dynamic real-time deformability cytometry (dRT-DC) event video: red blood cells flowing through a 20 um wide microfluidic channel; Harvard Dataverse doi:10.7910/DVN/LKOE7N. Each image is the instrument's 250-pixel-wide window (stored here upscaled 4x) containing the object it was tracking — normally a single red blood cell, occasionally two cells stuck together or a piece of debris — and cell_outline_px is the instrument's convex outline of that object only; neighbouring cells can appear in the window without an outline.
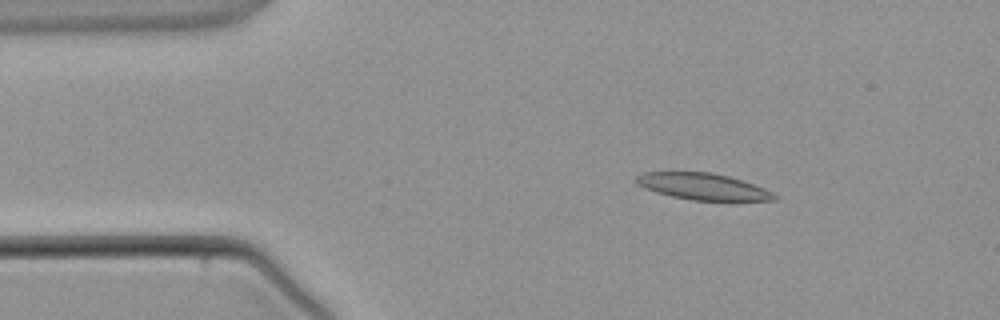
{"species": "common noctule bat (a hibernating species)", "species_latin": "Nyctalus noctula", "temperature_condition": "warm", "stored_images_in_passage": 3, "camera_frame_rate_fps": 3000, "um_per_image_px": 0.085, "animal": {"sex": "male", "body_mass_g": 21.5, "forearm_length_mm": 52.0}, "frame": {"image": 1, "passage_image": 1, "time_ms": 0.0, "image_size_px": [1000, 320], "cell_outline_px": [[780, 196], [776, 200], [736, 204], [692, 200], [672, 196], [656, 192], [644, 188], [636, 184], [636, 176], [644, 172], [712, 172], [728, 176], [764, 188]], "centroid_in_image_um": [59.88, 15.92], "position_along_channel_um": 25.1, "area_um2": 22.37}}
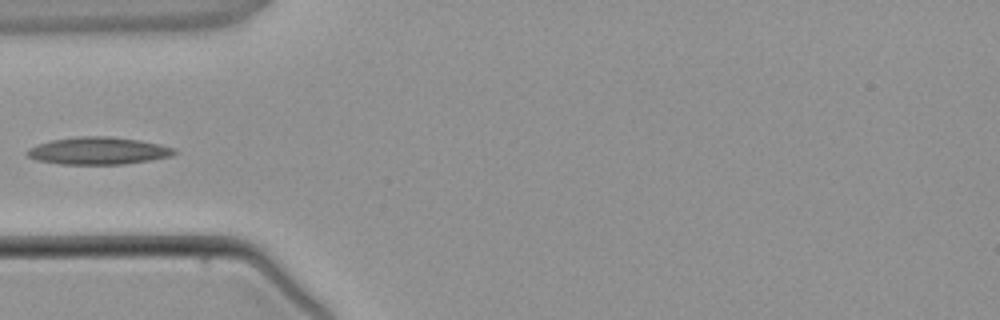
{"frame": {"image": 2, "passage_image": 3, "time_ms": 2.333, "image_size_px": [1000, 320], "cell_outline_px": [[180, 152], [172, 156], [124, 164], [60, 164], [36, 160], [28, 156], [24, 152], [28, 148], [36, 144], [52, 140], [76, 136], [108, 136], [140, 140], [160, 144], [176, 148]], "centroid_in_image_um": [8.36, 12.81], "position_along_channel_um": 76.6, "area_um2": 23.7}}